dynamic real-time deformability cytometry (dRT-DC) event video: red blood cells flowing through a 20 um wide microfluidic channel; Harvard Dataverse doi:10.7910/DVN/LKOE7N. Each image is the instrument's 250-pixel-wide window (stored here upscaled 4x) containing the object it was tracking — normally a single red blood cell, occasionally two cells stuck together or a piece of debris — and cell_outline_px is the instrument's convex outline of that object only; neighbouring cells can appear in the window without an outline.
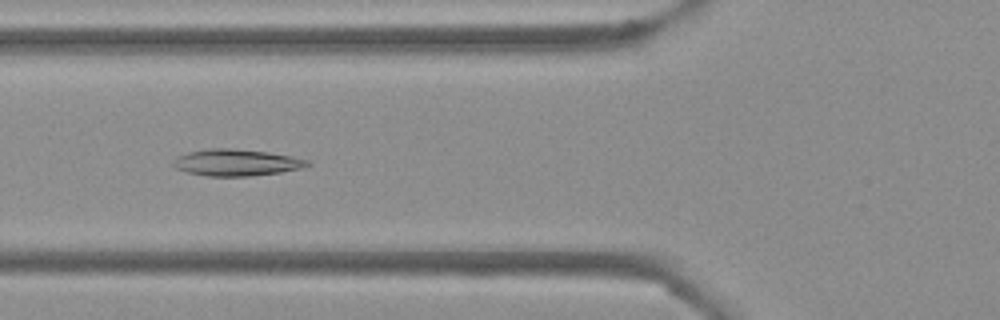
{"species": "Egyptian fruit bat (a non-hibernating species)", "species_latin": "Rousettus aegyptiacus", "temperature_condition": "cold", "stored_images_in_passage": 49, "camera_frame_rate_fps": 3000, "um_per_image_px": 0.085, "frame": {"image": 1, "passage_image": 15, "time_ms": 4.667, "image_size_px": [1000, 320], "cell_outline_px": [[312, 164], [300, 168], [280, 172], [248, 176], [208, 176], [188, 172], [176, 168], [172, 164], [172, 160], [176, 156], [188, 152], [208, 148], [232, 148], [268, 152], [308, 160]], "centroid_in_image_um": [20.04, 13.81], "position_along_channel_um": 105.8, "area_um2": 20.69}}
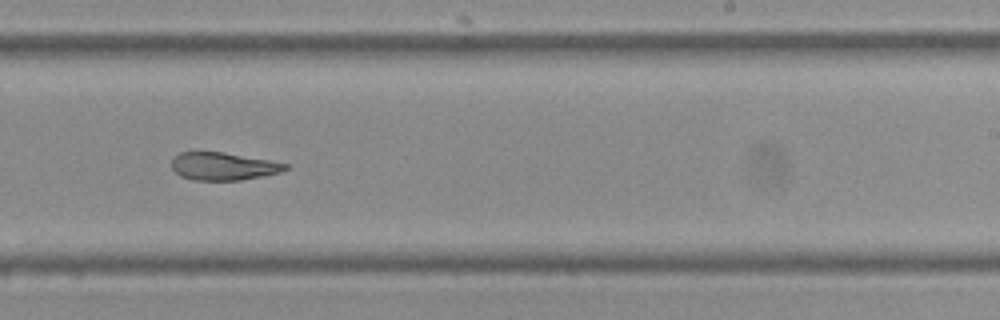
{"frame": {"image": 2, "passage_image": 28, "time_ms": 9.0, "image_size_px": [1000, 320], "cell_outline_px": [[288, 168], [280, 172], [264, 176], [240, 180], [196, 180], [180, 176], [172, 168], [172, 160], [180, 152], [224, 152], [268, 160], [288, 164]], "centroid_in_image_um": [18.98, 14.14], "position_along_channel_um": 270.0, "area_um2": 18.21}}
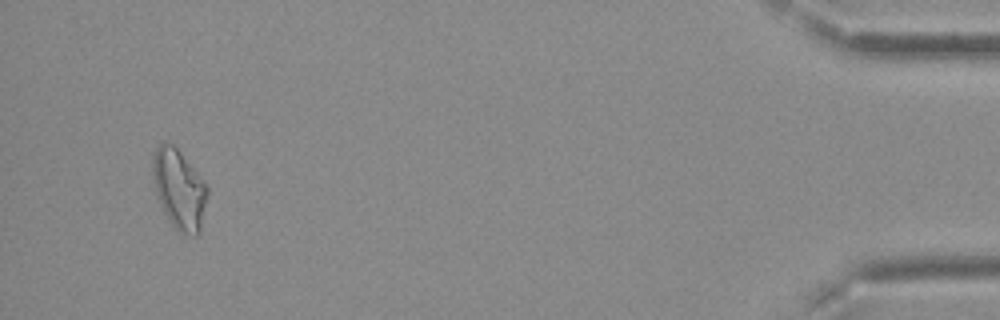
{"frame": {"image": 3, "passage_image": 46, "time_ms": 15.0, "image_size_px": [1000, 320], "cell_outline_px": [[208, 196], [200, 232], [196, 236], [192, 236], [180, 232], [168, 220], [156, 196], [152, 176], [152, 152], [160, 144], [172, 144], [180, 152], [208, 184]], "centroid_in_image_um": [15.23, 16.1], "position_along_channel_um": 420.0, "area_um2": 25.66}, "authors_computed_cell_mechanics": {"area_um2": 20.7502, "velocity_mm_per_s": 3.7895, "shape_relaxation_time_tau1_ms": null, "shape_relaxation_time_tau2_ms": 6.2948, "deformation_change_tau1": null, "deformation_change_tau2": 0.1116}}